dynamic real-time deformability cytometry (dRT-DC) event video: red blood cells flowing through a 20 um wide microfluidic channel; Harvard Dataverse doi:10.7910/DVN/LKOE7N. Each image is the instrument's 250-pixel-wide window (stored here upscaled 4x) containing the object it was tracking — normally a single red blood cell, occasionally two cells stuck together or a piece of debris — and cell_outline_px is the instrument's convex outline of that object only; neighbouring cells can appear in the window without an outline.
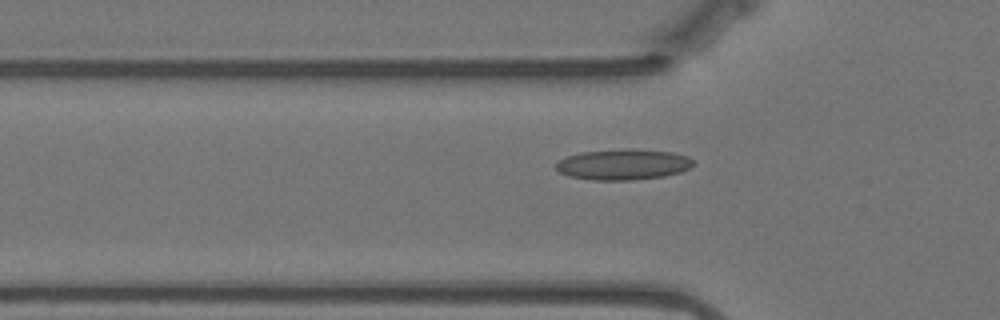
{"species": "Egyptian fruit bat (a non-hibernating species)", "species_latin": "Rousettus aegyptiacus", "temperature_condition": "warm", "stored_images_in_passage": 51, "camera_frame_rate_fps": 3000, "um_per_image_px": 0.085, "animal": {"sex": "female"}, "frame": {"image": 1, "passage_image": 18, "time_ms": 5.667, "image_size_px": [1000, 320], "cell_outline_px": [[696, 164], [680, 172], [664, 176], [632, 180], [592, 180], [568, 176], [560, 172], [556, 168], [556, 164], [560, 160], [568, 156], [580, 152], [628, 148], [672, 152], [688, 156]], "centroid_in_image_um": [52.98, 13.97], "position_along_channel_um": 72.8, "area_um2": 24.62}}
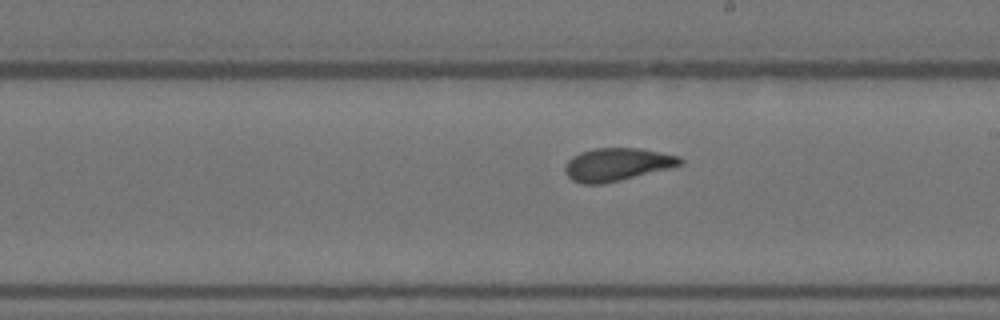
{"frame": {"image": 2, "passage_image": 32, "time_ms": 10.333, "image_size_px": [1000, 320], "cell_outline_px": [[684, 160], [680, 164], [668, 168], [604, 184], [580, 184], [572, 180], [564, 172], [564, 164], [572, 156], [580, 152], [596, 148], [640, 148], [680, 156]], "centroid_in_image_um": [52.39, 13.98], "position_along_channel_um": 236.6, "area_um2": 22.02}}
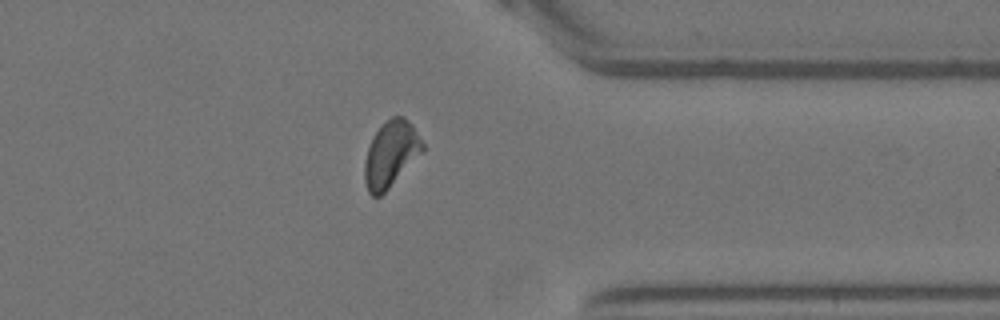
{"frame": {"image": 3, "passage_image": 45, "time_ms": 14.667, "image_size_px": [1000, 320], "cell_outline_px": [[424, 148], [388, 188], [380, 196], [372, 196], [368, 192], [364, 180], [364, 164], [368, 148], [372, 136], [392, 116], [404, 116], [412, 124], [424, 144]], "centroid_in_image_um": [33.19, 13.08], "position_along_channel_um": 378.2, "area_um2": 21.68}, "authors_computed_cell_mechanics": {"area_um2": 22.3686, "velocity_mm_per_s": 3.4949, "shape_relaxation_time_tau1_ms": 8.5723, "shape_relaxation_time_tau2_ms": 1.6154, "deformation_change_tau1": 0.1791, "deformation_change_tau2": 0.0806}}